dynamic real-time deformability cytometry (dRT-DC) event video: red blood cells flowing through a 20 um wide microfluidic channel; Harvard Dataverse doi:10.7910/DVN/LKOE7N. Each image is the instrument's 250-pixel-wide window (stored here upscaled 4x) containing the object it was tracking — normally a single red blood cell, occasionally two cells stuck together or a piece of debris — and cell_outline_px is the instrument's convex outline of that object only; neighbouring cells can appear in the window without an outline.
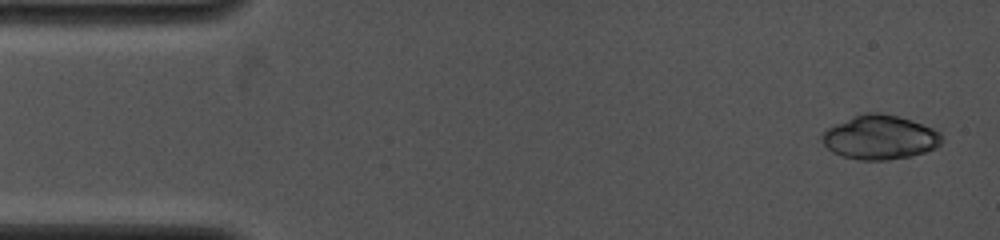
{"species": "common noctule bat (a hibernating species)", "species_latin": "Nyctalus noctula", "temperature_condition": "cold", "stored_images_in_passage": 7, "camera_frame_rate_fps": 4000, "um_per_image_px": 0.085, "animal": {"sex": "female", "body_mass_g": 19.0, "forearm_length_mm": 53.3}, "frame": {"image": 1, "passage_image": 1, "time_ms": 0.0, "image_size_px": [1000, 240], "cell_outline_px": [[940, 144], [936, 148], [924, 152], [908, 156], [888, 160], [860, 160], [844, 156], [832, 152], [820, 140], [820, 136], [828, 128], [836, 124], [864, 112], [880, 112], [912, 120], [932, 128], [940, 132]], "centroid_in_image_um": [74.77, 11.67], "position_along_channel_um": 10.2, "area_um2": 30.52}}